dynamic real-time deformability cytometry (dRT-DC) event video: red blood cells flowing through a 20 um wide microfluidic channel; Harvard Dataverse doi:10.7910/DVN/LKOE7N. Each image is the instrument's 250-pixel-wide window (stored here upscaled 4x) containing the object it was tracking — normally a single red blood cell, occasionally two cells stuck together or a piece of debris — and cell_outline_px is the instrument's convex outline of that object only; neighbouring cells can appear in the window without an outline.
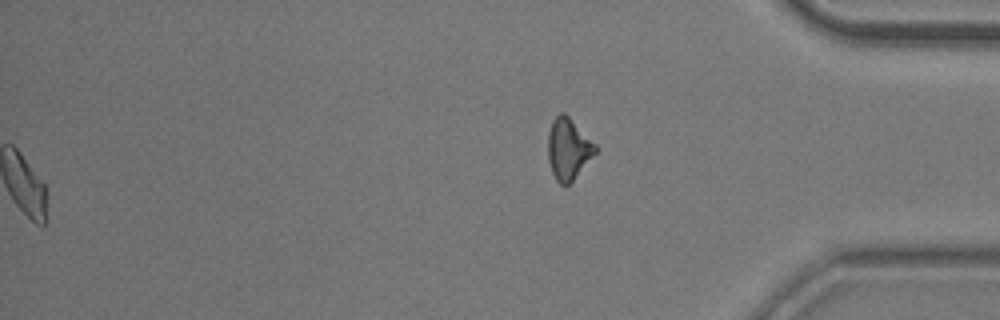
{"species": "common noctule bat (a hibernating species)", "species_latin": "Nyctalus noctula", "temperature_condition": "room temperature", "stored_images_in_passage": 56, "segment_of_instrument_passage": [2, 2], "camera_frame_rate_fps": 3000, "um_per_image_px": 0.085, "animal": {"sex": "male", "body_mass_g": 20.5, "forearm_length_mm": 52.5}, "frame": {"image": 1, "passage_image": 56, "time_ms": 18.333, "image_size_px": [1000, 320], "cell_outline_px": [[600, 148], [572, 180], [568, 184], [560, 184], [556, 180], [552, 172], [548, 160], [548, 132], [552, 120], [560, 112], [564, 112]], "centroid_in_image_um": [48.3, 12.63], "position_along_channel_um": 386.9, "area_um2": 16.82}}